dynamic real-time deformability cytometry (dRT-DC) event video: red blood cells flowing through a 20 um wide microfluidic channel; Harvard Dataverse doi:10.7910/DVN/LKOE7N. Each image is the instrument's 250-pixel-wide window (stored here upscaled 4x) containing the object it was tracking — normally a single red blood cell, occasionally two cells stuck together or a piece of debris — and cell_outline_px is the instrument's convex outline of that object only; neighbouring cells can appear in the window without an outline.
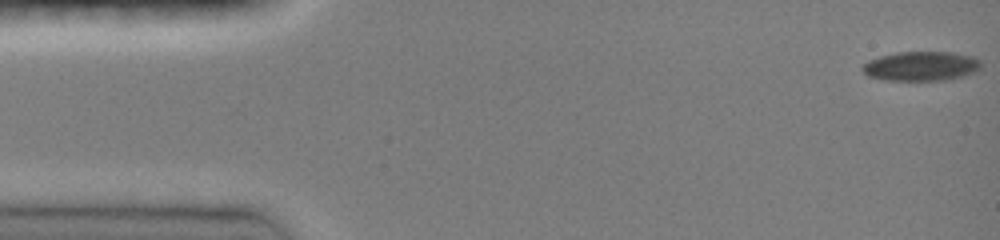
{"species": "common noctule bat (a hibernating species)", "species_latin": "Nyctalus noctula", "temperature_condition": "room temperature", "stored_images_in_passage": 49, "camera_frame_rate_fps": 3000, "um_per_image_px": 0.085, "animal": {"sex": "female", "body_mass_g": 19.0, "forearm_length_mm": 51.5}, "frame": {"image": 1, "passage_image": 1, "time_ms": 0.0, "image_size_px": [1000, 240], "cell_outline_px": [[980, 68], [964, 76], [944, 80], [880, 80], [868, 76], [860, 68], [868, 60], [880, 56], [896, 52], [952, 52], [972, 56], [980, 60]], "centroid_in_image_um": [78.26, 5.62], "position_along_channel_um": 6.7, "area_um2": 20.35}}
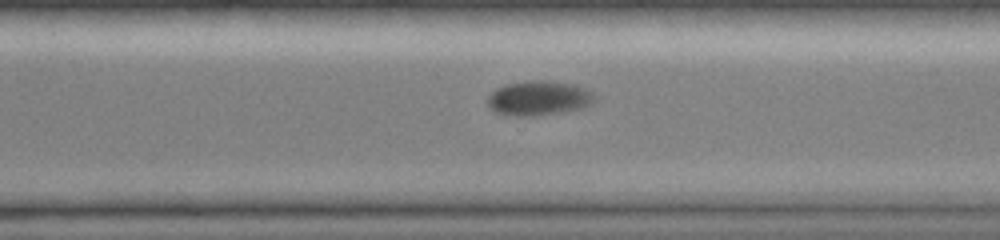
{"frame": {"image": 2, "passage_image": 35, "time_ms": 11.333, "image_size_px": [1000, 240], "cell_outline_px": [[596, 100], [592, 104], [584, 108], [564, 112], [532, 116], [512, 116], [496, 112], [488, 108], [488, 96], [496, 88], [504, 84], [528, 80], [552, 80], [572, 84], [584, 88]], "centroid_in_image_um": [45.76, 8.34], "position_along_channel_um": 324.8, "area_um2": 21.79}}
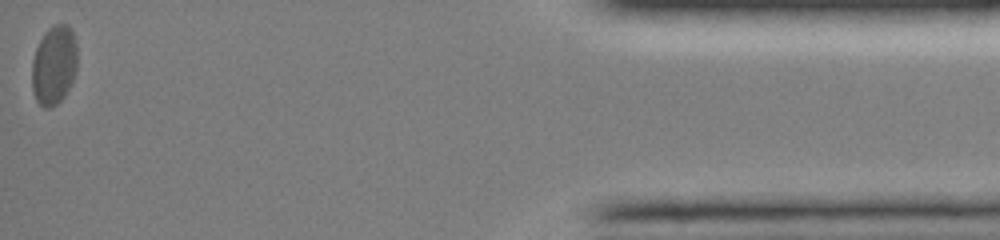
{"frame": {"image": 3, "passage_image": 49, "time_ms": 16.0, "image_size_px": [1000, 240], "cell_outline_px": [[76, 72], [64, 96], [56, 104], [48, 108], [44, 108], [36, 100], [32, 92], [32, 60], [36, 48], [44, 32], [52, 24], [68, 24], [72, 32], [76, 44]], "centroid_in_image_um": [4.57, 5.52], "position_along_channel_um": 430.6, "area_um2": 20.92}}